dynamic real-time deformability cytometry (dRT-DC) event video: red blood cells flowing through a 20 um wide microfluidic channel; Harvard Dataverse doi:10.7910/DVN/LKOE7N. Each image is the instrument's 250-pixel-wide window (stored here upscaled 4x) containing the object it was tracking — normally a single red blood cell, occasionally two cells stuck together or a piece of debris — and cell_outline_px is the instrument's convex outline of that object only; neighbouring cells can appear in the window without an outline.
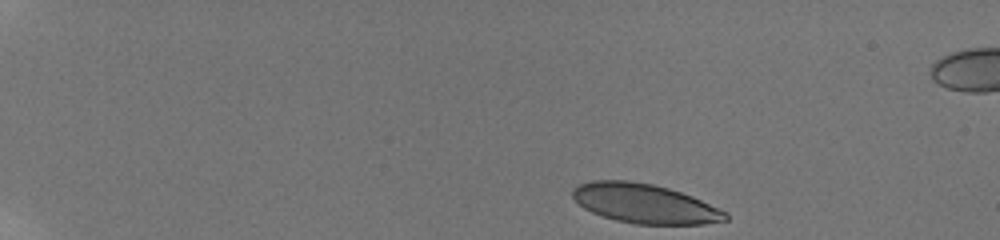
{"species": "human", "species_latin": "Homo sapiens", "temperature_condition": "room temperature", "stored_images_in_passage": 47, "camera_frame_rate_fps": 3000, "um_per_image_px": 0.085, "donor": {"sex": "male"}, "frame": {"image": 1, "passage_image": 1, "time_ms": 0.0, "image_size_px": [1000, 240], "cell_outline_px": [[728, 220], [704, 224], [636, 224], [616, 220], [592, 212], [584, 208], [572, 196], [572, 188], [580, 184], [592, 180], [628, 180], [652, 184], [668, 188], [692, 196], [728, 212]], "centroid_in_image_um": [54.81, 17.3], "position_along_channel_um": 30.2, "area_um2": 34.97}}
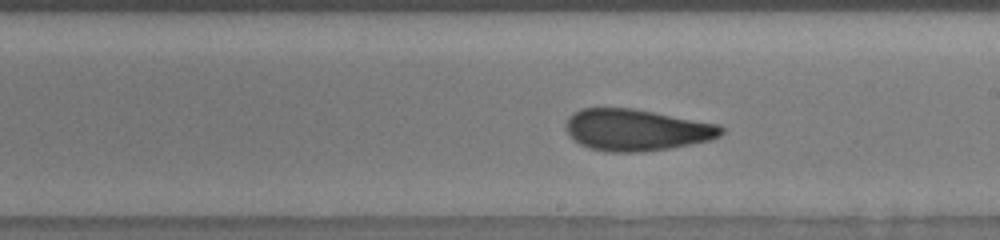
{"frame": {"image": 2, "passage_image": 27, "time_ms": 8.667, "image_size_px": [1000, 240], "cell_outline_px": [[724, 132], [720, 136], [712, 140], [668, 148], [640, 152], [604, 152], [588, 148], [580, 144], [564, 128], [564, 124], [568, 116], [572, 112], [580, 108], [632, 108], [720, 124], [724, 128]], "centroid_in_image_um": [54.08, 11.04], "position_along_channel_um": 234.9, "area_um2": 37.92}}
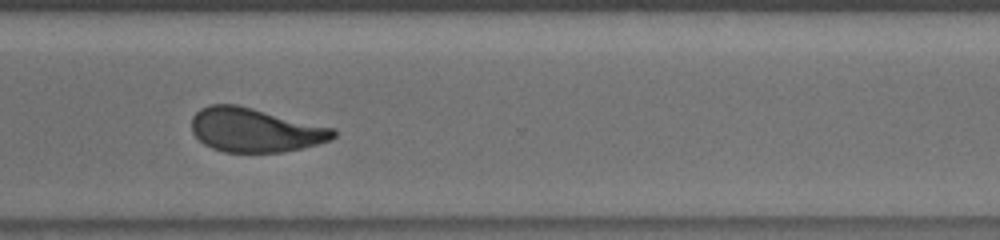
{"frame": {"image": 3, "passage_image": 36, "time_ms": 11.667, "image_size_px": [1000, 240], "cell_outline_px": [[336, 136], [332, 140], [300, 148], [280, 152], [224, 152], [212, 148], [204, 144], [192, 132], [192, 116], [200, 108], [208, 104], [236, 104], [336, 128]], "centroid_in_image_um": [21.68, 11.04], "position_along_channel_um": 348.9, "area_um2": 36.41}, "authors_computed_cell_mechanics": {"area_um2": 36.9342, "velocity_mm_per_s": 3.8014, "shape_relaxation_time_tau1_ms": 7.348, "shape_relaxation_time_tau2_ms": 1.3853, "deformation_change_tau1": 0.1917, "deformation_change_tau2": 0.0868}}